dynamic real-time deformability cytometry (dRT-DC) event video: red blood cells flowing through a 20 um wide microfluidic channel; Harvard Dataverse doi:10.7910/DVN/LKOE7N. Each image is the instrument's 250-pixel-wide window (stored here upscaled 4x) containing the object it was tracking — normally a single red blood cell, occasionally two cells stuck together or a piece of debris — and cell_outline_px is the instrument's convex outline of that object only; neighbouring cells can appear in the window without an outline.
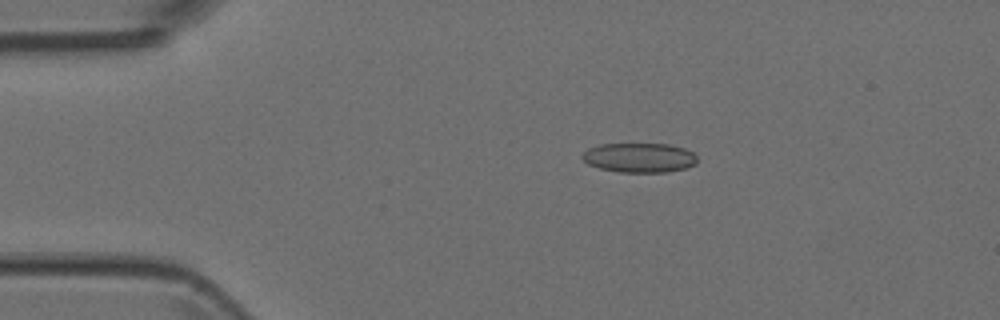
{"species": "Egyptian fruit bat (a non-hibernating species)", "species_latin": "Rousettus aegyptiacus", "temperature_condition": "room temperature", "stored_images_in_passage": 4, "camera_frame_rate_fps": 3000, "um_per_image_px": 0.085, "animal": {"sex": "female"}, "frame": {"image": 1, "passage_image": 1, "time_ms": 0.0, "image_size_px": [1000, 320], "cell_outline_px": [[696, 164], [688, 168], [668, 172], [616, 172], [600, 168], [588, 164], [580, 156], [588, 148], [600, 144], [668, 144], [684, 148], [692, 152], [696, 156]], "centroid_in_image_um": [54.35, 13.41], "position_along_channel_um": 30.7, "area_um2": 19.88}}
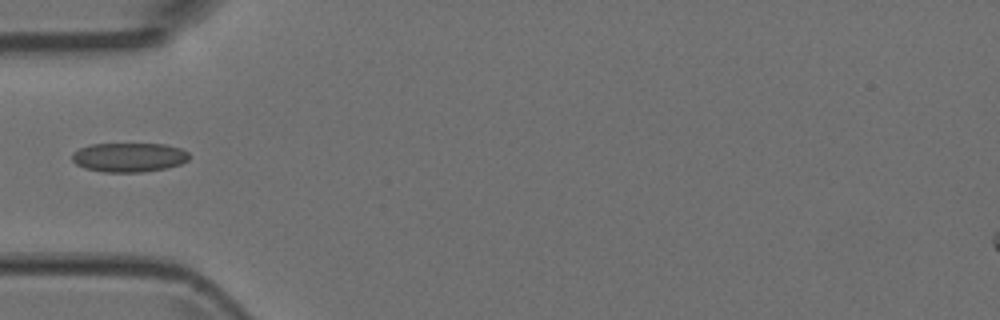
{"frame": {"image": 2, "passage_image": 3, "time_ms": 0.667, "image_size_px": [1000, 320], "cell_outline_px": [[192, 156], [188, 160], [180, 164], [164, 168], [140, 172], [104, 172], [84, 168], [76, 164], [72, 160], [72, 152], [80, 148], [92, 144], [164, 144], [180, 148], [188, 152]], "centroid_in_image_um": [10.96, 13.37], "position_along_channel_um": 74.0, "area_um2": 19.94}}
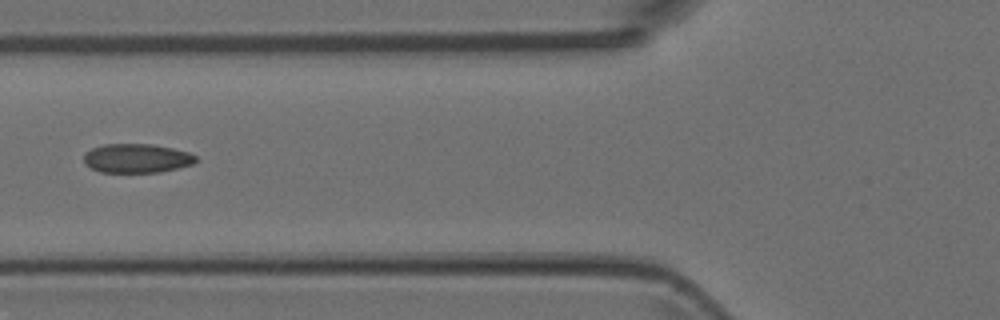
{"frame": {"image": 3, "passage_image": 4, "time_ms": 1.0, "image_size_px": [1000, 320], "cell_outline_px": [[196, 160], [192, 164], [160, 172], [100, 172], [84, 164], [84, 152], [92, 148], [104, 144], [152, 144], [172, 148], [188, 152], [196, 156]], "centroid_in_image_um": [11.58, 13.45], "position_along_channel_um": 114.2, "area_um2": 18.9}}